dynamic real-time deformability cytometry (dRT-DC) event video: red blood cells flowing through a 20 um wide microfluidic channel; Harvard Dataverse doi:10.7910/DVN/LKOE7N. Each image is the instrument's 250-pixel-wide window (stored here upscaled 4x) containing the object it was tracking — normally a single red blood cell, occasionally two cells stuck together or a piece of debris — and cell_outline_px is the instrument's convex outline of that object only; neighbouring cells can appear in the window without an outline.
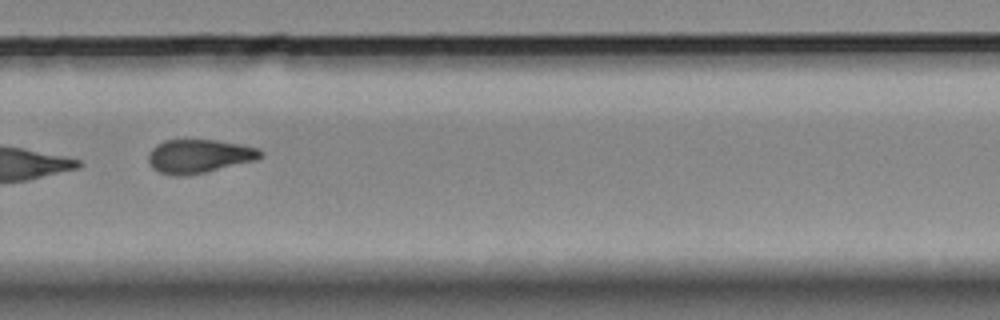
{"species": "Egyptian fruit bat (a non-hibernating species)", "species_latin": "Rousettus aegyptiacus", "temperature_condition": "room temperature", "stored_images_in_passage": 9, "camera_frame_rate_fps": 3000, "um_per_image_px": 0.085, "animal": {"sex": "female"}, "frame": {"image": 1, "passage_image": 9, "time_ms": 9.333, "image_size_px": [1000, 320], "cell_outline_px": [[260, 156], [256, 160], [204, 172], [184, 176], [172, 176], [160, 172], [152, 168], [148, 160], [148, 152], [156, 144], [164, 140], [216, 140], [240, 144], [256, 148], [260, 152]], "centroid_in_image_um": [16.84, 13.27], "position_along_channel_um": 313.0, "area_um2": 21.79}}